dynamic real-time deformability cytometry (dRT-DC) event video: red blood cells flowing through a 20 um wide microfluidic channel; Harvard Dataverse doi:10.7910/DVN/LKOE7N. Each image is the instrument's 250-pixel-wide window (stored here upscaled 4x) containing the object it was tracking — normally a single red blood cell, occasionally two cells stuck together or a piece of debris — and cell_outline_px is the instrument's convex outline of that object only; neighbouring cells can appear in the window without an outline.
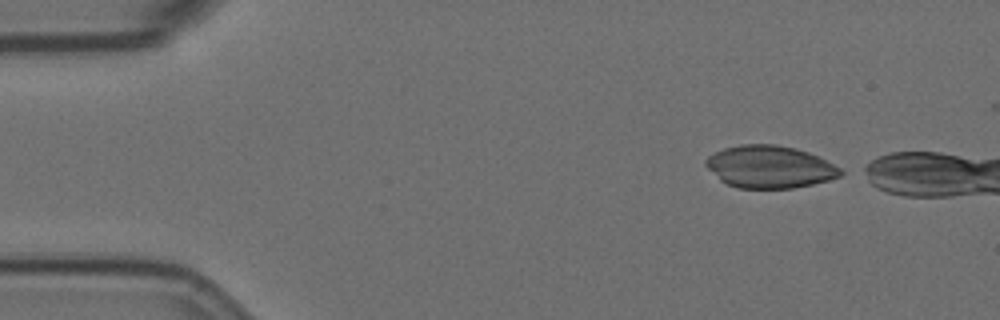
{"species": "Egyptian fruit bat (a non-hibernating species)", "species_latin": "Rousettus aegyptiacus", "temperature_condition": "room temperature", "stored_images_in_passage": 44, "camera_frame_rate_fps": 3000, "um_per_image_px": 0.085, "animal": {"sex": "female"}, "frame": {"image": 1, "passage_image": 1, "time_ms": 0.0, "image_size_px": [1000, 320], "cell_outline_px": [[844, 172], [840, 176], [828, 180], [812, 184], [792, 188], [740, 188], [728, 184], [720, 180], [704, 164], [704, 160], [708, 156], [724, 148], [740, 144], [776, 144], [796, 148], [808, 152], [840, 168]], "centroid_in_image_um": [65.4, 14.17], "position_along_channel_um": 19.6, "area_um2": 33.06}}
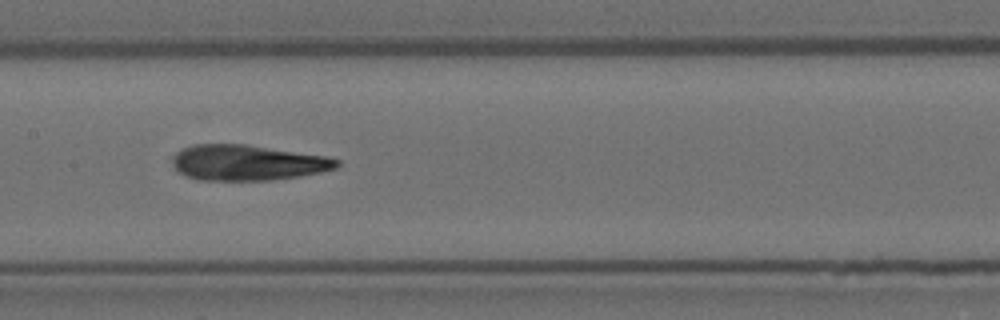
{"frame": {"image": 2, "passage_image": 22, "time_ms": 7.0, "image_size_px": [1000, 320], "cell_outline_px": [[340, 164], [336, 168], [320, 172], [272, 180], [196, 180], [184, 176], [176, 168], [176, 152], [180, 148], [192, 144], [244, 144], [328, 156], [340, 160]], "centroid_in_image_um": [21.06, 13.82], "position_along_channel_um": 186.3, "area_um2": 33.87}}
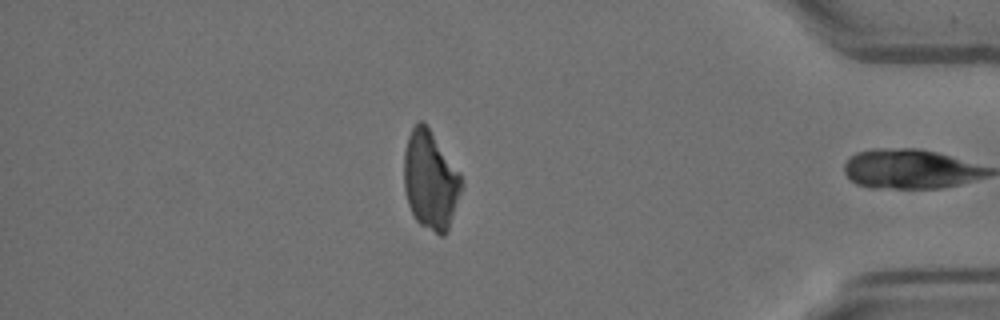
{"frame": {"image": 3, "passage_image": 43, "time_ms": 14.0, "image_size_px": [1000, 320], "cell_outline_px": [[460, 192], [448, 232], [444, 236], [440, 236], [420, 224], [416, 220], [408, 204], [404, 188], [404, 152], [408, 136], [412, 128], [420, 120], [424, 120], [460, 172]], "centroid_in_image_um": [36.57, 15.31], "position_along_channel_um": 398.6, "area_um2": 32.95}}